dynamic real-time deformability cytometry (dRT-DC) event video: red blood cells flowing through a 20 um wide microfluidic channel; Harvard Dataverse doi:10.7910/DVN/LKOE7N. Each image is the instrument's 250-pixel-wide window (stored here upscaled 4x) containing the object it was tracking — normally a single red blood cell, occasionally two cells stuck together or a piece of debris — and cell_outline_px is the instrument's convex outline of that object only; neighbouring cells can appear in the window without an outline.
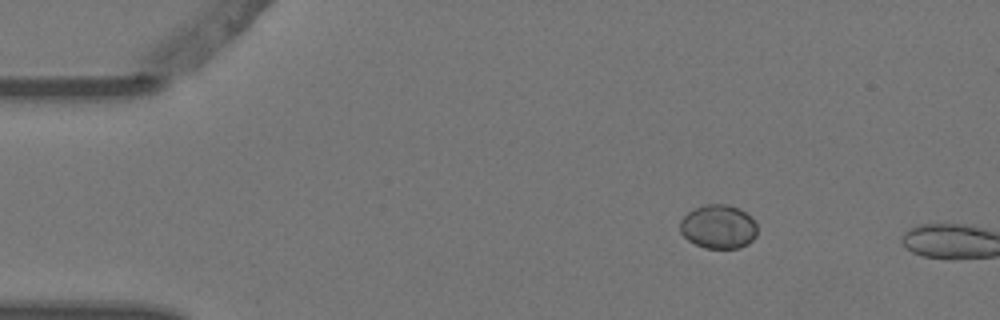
{"species": "Egyptian fruit bat (a non-hibernating species)", "species_latin": "Rousettus aegyptiacus", "temperature_condition": "warm", "stored_images_in_passage": 2, "camera_frame_rate_fps": 3000, "um_per_image_px": 0.085, "animal": {"sex": "female"}, "frame": {"image": 1, "passage_image": 1, "time_ms": 0.0, "image_size_px": [1000, 320], "cell_outline_px": [[756, 236], [748, 244], [740, 248], [704, 248], [688, 240], [680, 232], [680, 220], [692, 208], [704, 204], [728, 204], [740, 208], [752, 216], [756, 224]], "centroid_in_image_um": [61.07, 19.25], "position_along_channel_um": 23.9, "area_um2": 20.06}}